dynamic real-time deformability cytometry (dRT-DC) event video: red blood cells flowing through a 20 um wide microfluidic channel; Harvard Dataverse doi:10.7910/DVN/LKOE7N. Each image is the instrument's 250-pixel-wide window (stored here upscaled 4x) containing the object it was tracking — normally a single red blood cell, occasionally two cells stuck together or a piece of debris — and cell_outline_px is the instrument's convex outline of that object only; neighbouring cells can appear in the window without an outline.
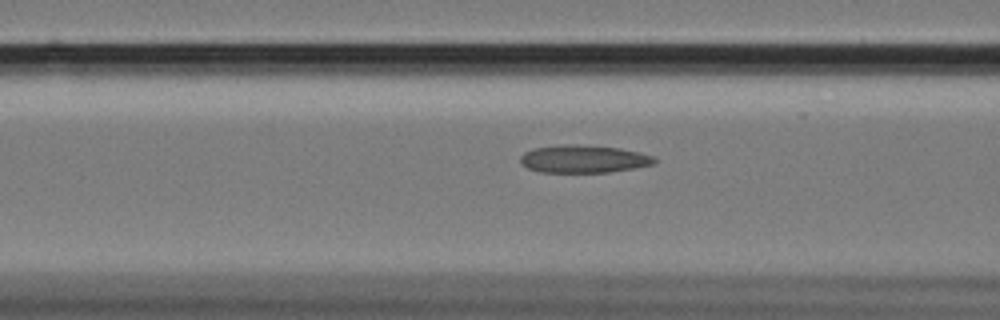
{"species": "Egyptian fruit bat (a non-hibernating species)", "species_latin": "Rousettus aegyptiacus", "temperature_condition": "cold", "stored_images_in_passage": 47, "camera_frame_rate_fps": 3000, "um_per_image_px": 0.085, "animal": {"sex": "female"}, "frame": {"image": 1, "passage_image": 17, "time_ms": 5.333, "image_size_px": [1000, 320], "cell_outline_px": [[660, 160], [656, 164], [636, 168], [608, 172], [540, 172], [528, 168], [520, 164], [520, 156], [524, 152], [532, 148], [564, 144], [576, 144], [620, 148], [640, 152], [656, 156]], "centroid_in_image_um": [49.66, 13.51], "position_along_channel_um": 116.9, "area_um2": 22.08}}
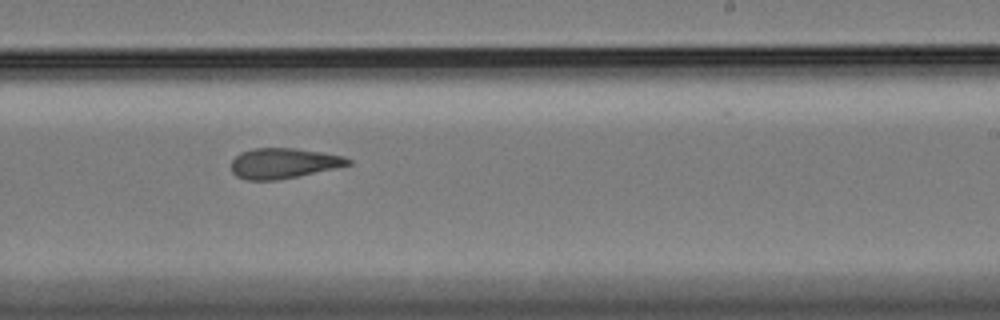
{"frame": {"image": 2, "passage_image": 30, "time_ms": 9.667, "image_size_px": [1000, 320], "cell_outline_px": [[352, 164], [296, 176], [276, 180], [244, 180], [236, 176], [232, 172], [232, 160], [240, 152], [252, 148], [296, 148], [344, 156], [352, 160]], "centroid_in_image_um": [24.06, 13.87], "position_along_channel_um": 264.9, "area_um2": 20.52}}
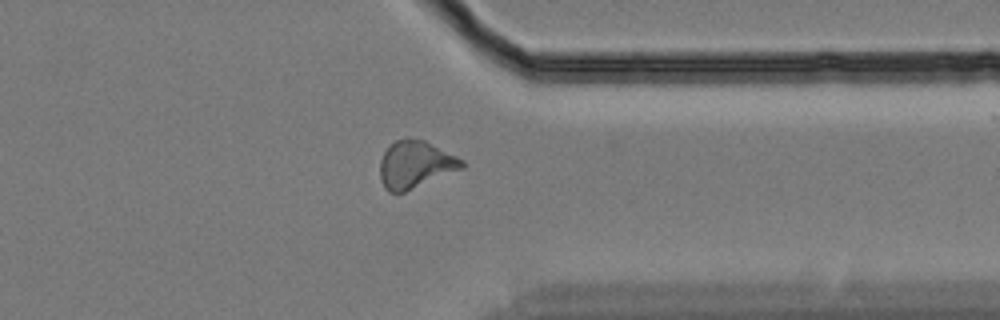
{"frame": {"image": 3, "passage_image": 40, "time_ms": 13.0, "image_size_px": [1000, 320], "cell_outline_px": [[464, 168], [404, 192], [388, 192], [384, 188], [380, 180], [380, 160], [384, 152], [396, 140], [408, 136], [412, 136], [424, 140], [464, 160]], "centroid_in_image_um": [35.29, 13.97], "position_along_channel_um": 376.1, "area_um2": 22.66}}